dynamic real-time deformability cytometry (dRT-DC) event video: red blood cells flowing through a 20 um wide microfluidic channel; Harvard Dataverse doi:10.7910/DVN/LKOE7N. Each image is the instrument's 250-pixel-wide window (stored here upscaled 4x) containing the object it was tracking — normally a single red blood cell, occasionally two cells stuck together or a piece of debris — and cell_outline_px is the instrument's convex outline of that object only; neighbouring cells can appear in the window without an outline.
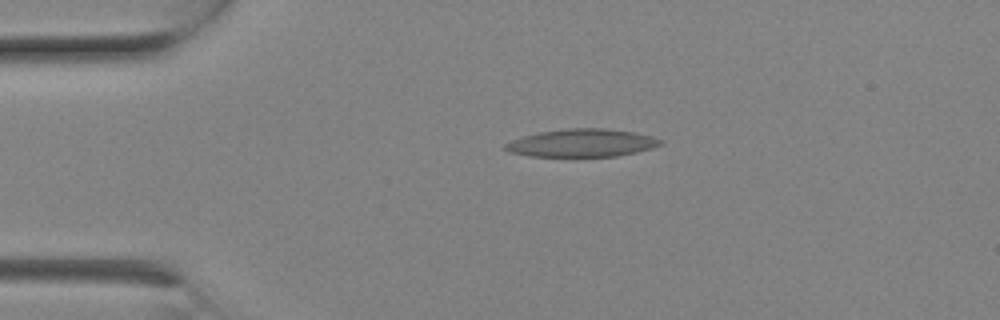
{"species": "Egyptian fruit bat (a non-hibernating species)", "species_latin": "Rousettus aegyptiacus", "temperature_condition": "room temperature", "stored_images_in_passage": 8, "camera_frame_rate_fps": 3000, "um_per_image_px": 0.085, "animal": {"sex": "female"}, "frame": {"image": 1, "passage_image": 4, "time_ms": 1.0, "image_size_px": [1000, 320], "cell_outline_px": [[664, 144], [652, 148], [636, 152], [616, 156], [528, 156], [508, 152], [500, 148], [504, 144], [512, 140], [524, 136], [540, 132], [568, 128], [604, 128], [636, 132], [652, 136], [664, 140]], "centroid_in_image_um": [49.47, 12.15], "position_along_channel_um": 35.5, "area_um2": 25.37}}
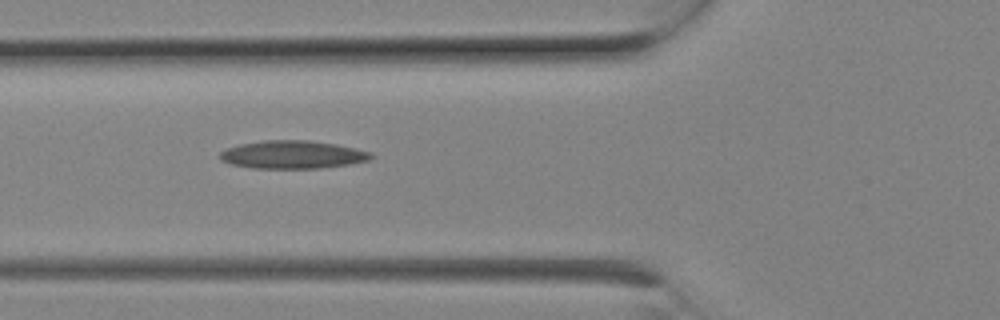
{"frame": {"image": 2, "passage_image": 7, "time_ms": 2.0, "image_size_px": [1000, 320], "cell_outline_px": [[376, 156], [368, 160], [348, 164], [320, 168], [252, 168], [228, 164], [220, 160], [220, 152], [228, 148], [240, 144], [264, 140], [308, 140], [336, 144], [356, 148], [372, 152]], "centroid_in_image_um": [24.87, 13.14], "position_along_channel_um": 100.9, "area_um2": 24.74}}
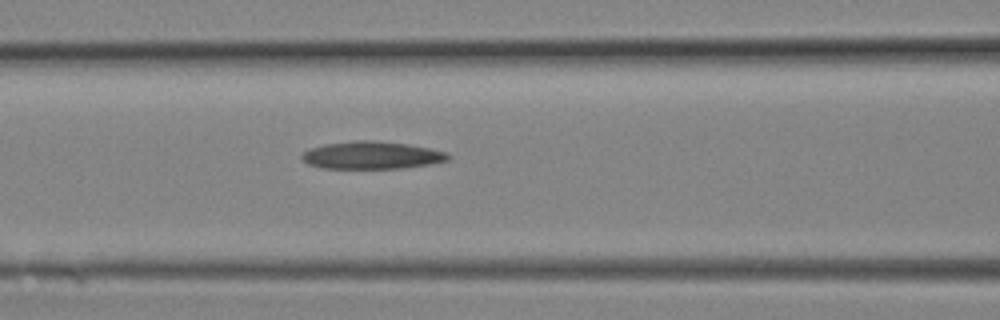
{"frame": {"image": 3, "passage_image": 8, "time_ms": 2.333, "image_size_px": [1000, 320], "cell_outline_px": [[452, 156], [448, 160], [432, 164], [404, 168], [320, 168], [308, 164], [300, 156], [308, 148], [324, 144], [356, 140], [376, 140], [408, 144], [448, 152]], "centroid_in_image_um": [31.61, 13.19], "position_along_channel_um": 135.0, "area_um2": 23.7}}